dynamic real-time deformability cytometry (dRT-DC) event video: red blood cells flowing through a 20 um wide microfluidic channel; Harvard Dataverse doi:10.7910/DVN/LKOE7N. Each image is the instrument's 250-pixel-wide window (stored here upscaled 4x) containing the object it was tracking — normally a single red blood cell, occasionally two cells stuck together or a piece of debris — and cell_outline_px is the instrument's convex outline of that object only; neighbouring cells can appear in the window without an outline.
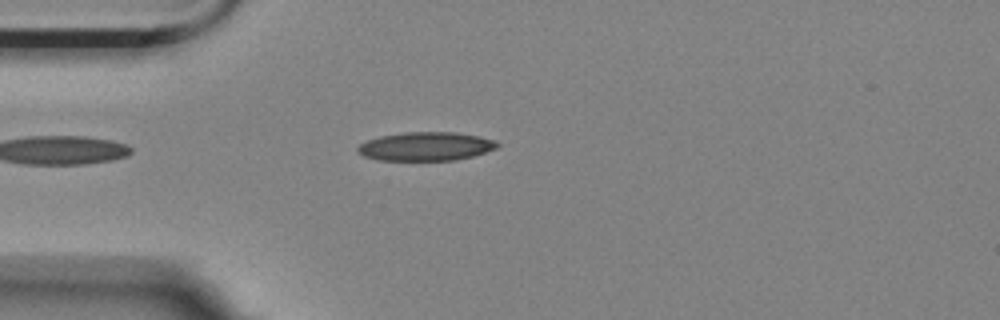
{"species": "Egyptian fruit bat (a non-hibernating species)", "species_latin": "Rousettus aegyptiacus", "temperature_condition": "room temperature", "stored_images_in_passage": 5, "camera_frame_rate_fps": 3000, "um_per_image_px": 0.085, "animal": {"sex": "female"}, "frame": {"image": 1, "passage_image": 5, "time_ms": 1.333, "image_size_px": [1000, 320], "cell_outline_px": [[500, 144], [496, 148], [472, 156], [456, 160], [380, 160], [364, 156], [356, 148], [360, 144], [368, 140], [380, 136], [404, 132], [456, 132], [480, 136], [496, 140]], "centroid_in_image_um": [36.22, 12.43], "position_along_channel_um": 48.8, "area_um2": 23.24}}